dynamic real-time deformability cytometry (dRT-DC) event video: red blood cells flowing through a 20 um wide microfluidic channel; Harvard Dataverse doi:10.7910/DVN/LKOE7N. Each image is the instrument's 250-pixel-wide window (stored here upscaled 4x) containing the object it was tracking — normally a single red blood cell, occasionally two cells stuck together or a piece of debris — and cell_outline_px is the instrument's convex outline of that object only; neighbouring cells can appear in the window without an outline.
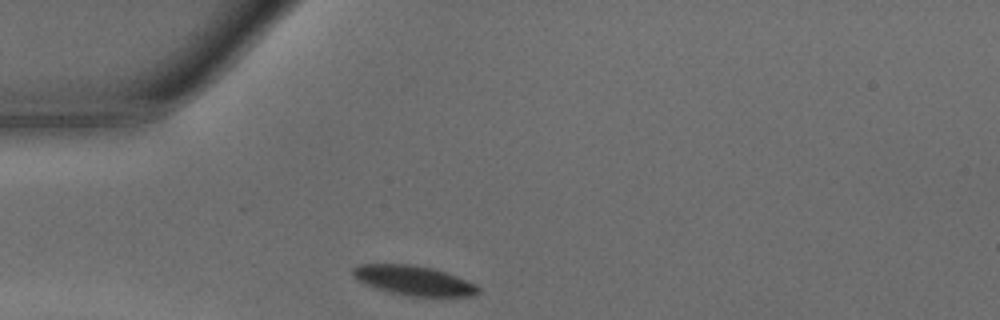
{"species": "common noctule bat (a hibernating species)", "species_latin": "Nyctalus noctula", "temperature_condition": "warm", "stored_images_in_passage": 25, "camera_frame_rate_fps": 3000, "um_per_image_px": 0.085, "animal": {"sex": "male", "body_mass_g": 15.6}, "frame": {"image": 1, "passage_image": 1, "time_ms": 0.0, "image_size_px": [1000, 320], "cell_outline_px": [[480, 292], [472, 296], [412, 296], [392, 292], [376, 288], [364, 284], [356, 280], [352, 276], [352, 268], [360, 264], [408, 264], [432, 268], [456, 276], [476, 284], [480, 288]], "centroid_in_image_um": [35.14, 23.84], "position_along_channel_um": 49.9, "area_um2": 21.5}}
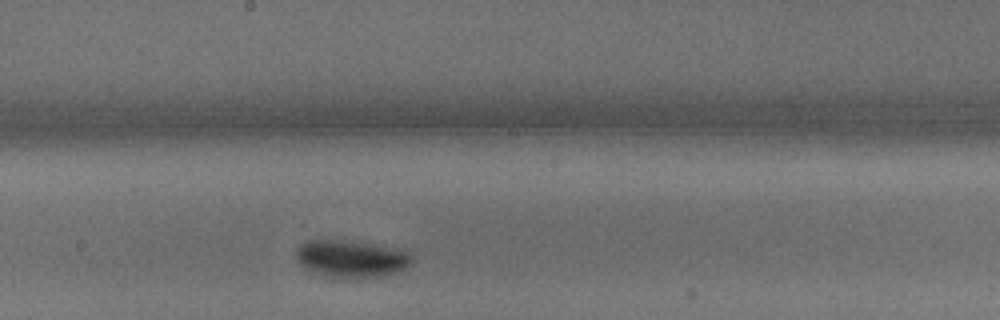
{"frame": {"image": 2, "passage_image": 14, "time_ms": 4.333, "image_size_px": [1000, 320], "cell_outline_px": [[412, 260], [404, 268], [392, 272], [376, 276], [336, 280], [304, 268], [296, 260], [296, 248], [300, 244], [308, 240], [344, 240], [372, 244], [392, 248], [408, 252], [412, 256]], "centroid_in_image_um": [29.75, 22.0], "position_along_channel_um": 218.4, "area_um2": 25.03}}
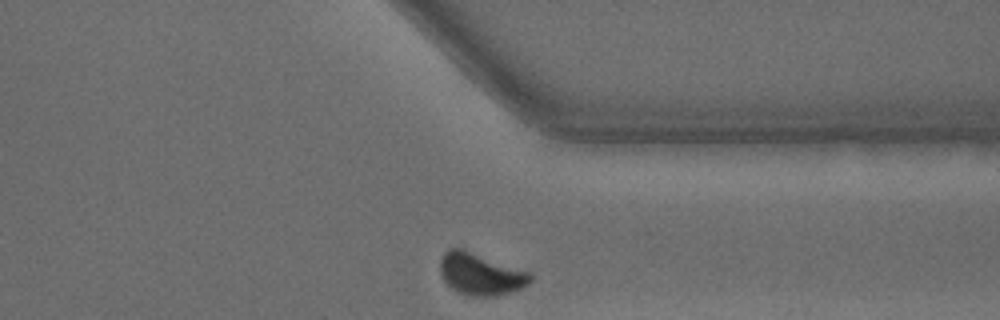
{"frame": {"image": 3, "passage_image": 25, "time_ms": 8.0, "image_size_px": [1000, 320], "cell_outline_px": [[536, 276], [528, 284], [520, 288], [496, 296], [468, 296], [452, 288], [444, 280], [440, 272], [440, 260], [444, 252], [448, 248], [460, 248], [532, 272]], "centroid_in_image_um": [40.88, 23.29], "position_along_channel_um": 370.5, "area_um2": 22.08}, "authors_computed_cell_mechanics": {"area_um2": 23.5246, "velocity_mm_per_s": 4.1791, "shape_relaxation_time_tau1_ms": 5.919, "shape_relaxation_time_tau2_ms": null, "deformation_change_tau1": 0.209, "deformation_change_tau2": null}}